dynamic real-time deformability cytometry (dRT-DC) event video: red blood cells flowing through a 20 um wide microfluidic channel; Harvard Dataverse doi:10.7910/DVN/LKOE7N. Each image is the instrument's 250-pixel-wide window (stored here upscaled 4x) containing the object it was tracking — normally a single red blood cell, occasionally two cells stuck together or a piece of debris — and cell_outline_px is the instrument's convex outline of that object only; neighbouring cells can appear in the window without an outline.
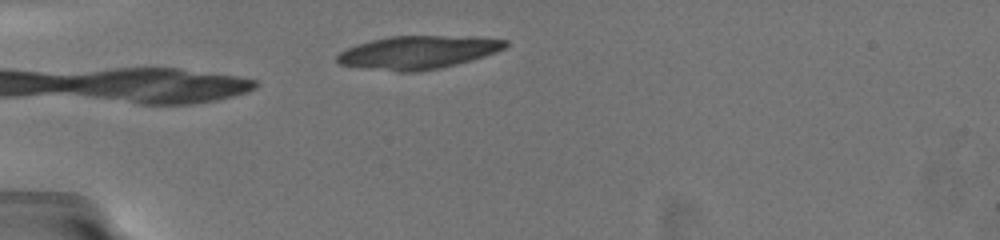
{"species": "common noctule bat (a hibernating species)", "species_latin": "Nyctalus noctula", "temperature_condition": "warm", "stored_images_in_passage": 3, "camera_frame_rate_fps": 3000, "um_per_image_px": 0.085, "animal": {"sex": "female", "body_mass_g": 19.5, "forearm_length_mm": 54.1}, "frame": {"image": 1, "passage_image": 1, "time_ms": 0.0, "image_size_px": [1000, 240], "cell_outline_px": [[508, 44], [504, 48], [496, 52], [472, 60], [440, 68], [416, 72], [396, 72], [340, 64], [336, 60], [336, 56], [340, 52], [356, 44], [388, 36], [476, 36], [508, 40]], "centroid_in_image_um": [35.56, 4.44], "position_along_channel_um": 49.4, "area_um2": 32.54}}